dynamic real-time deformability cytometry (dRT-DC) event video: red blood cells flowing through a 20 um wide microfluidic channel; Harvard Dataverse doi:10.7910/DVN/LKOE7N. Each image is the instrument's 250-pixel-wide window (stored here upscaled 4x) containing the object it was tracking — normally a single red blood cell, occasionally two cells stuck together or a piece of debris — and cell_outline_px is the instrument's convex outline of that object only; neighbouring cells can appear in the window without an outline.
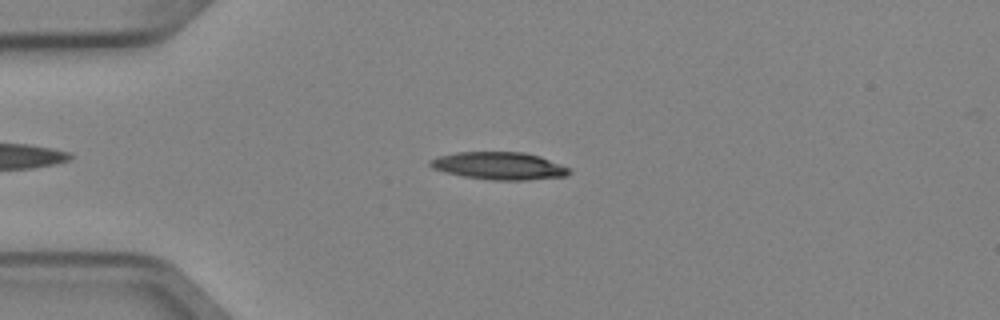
{"species": "Egyptian fruit bat (a non-hibernating species)", "species_latin": "Rousettus aegyptiacus", "temperature_condition": "cold", "stored_images_in_passage": 5, "camera_frame_rate_fps": 3000, "um_per_image_px": 0.085, "animal": {"sex": "female"}, "frame": {"image": 1, "passage_image": 2, "time_ms": 0.333, "image_size_px": [1000, 320], "cell_outline_px": [[572, 172], [568, 176], [528, 180], [492, 180], [464, 176], [432, 168], [428, 164], [428, 160], [436, 156], [456, 152], [524, 152], [540, 156], [572, 168]], "centroid_in_image_um": [42.47, 14.09], "position_along_channel_um": 42.5, "area_um2": 22.54}}
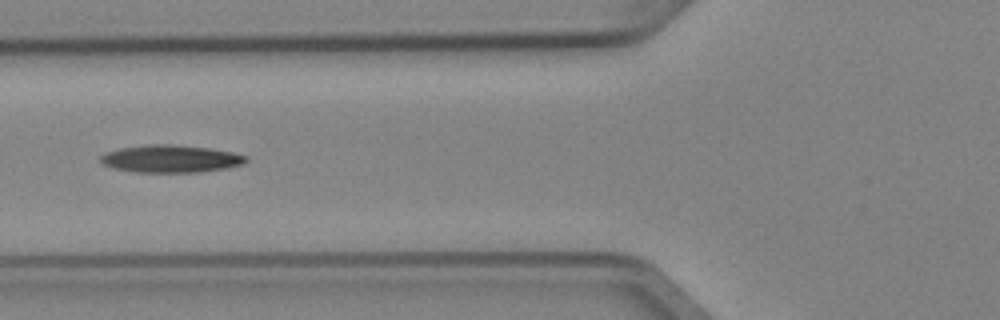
{"frame": {"image": 2, "passage_image": 4, "time_ms": 1.0, "image_size_px": [1000, 320], "cell_outline_px": [[248, 160], [244, 164], [224, 168], [196, 172], [136, 172], [112, 168], [100, 164], [100, 156], [104, 152], [120, 148], [144, 144], [172, 144], [208, 148], [232, 152], [248, 156]], "centroid_in_image_um": [14.45, 13.49], "position_along_channel_um": 111.3, "area_um2": 23.47}}